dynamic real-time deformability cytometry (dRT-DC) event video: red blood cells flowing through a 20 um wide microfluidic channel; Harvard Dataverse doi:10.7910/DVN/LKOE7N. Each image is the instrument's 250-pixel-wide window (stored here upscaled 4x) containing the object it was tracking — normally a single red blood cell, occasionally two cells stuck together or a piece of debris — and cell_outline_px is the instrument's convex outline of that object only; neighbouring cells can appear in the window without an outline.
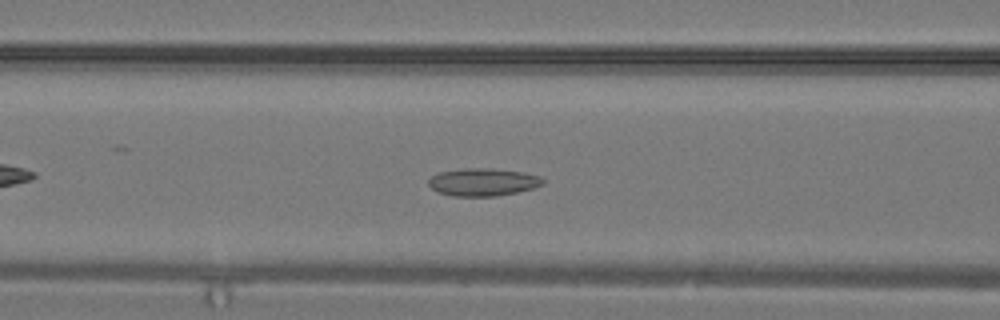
{"species": "common noctule bat (a hibernating species)", "species_latin": "Nyctalus noctula", "temperature_condition": "warm", "stored_images_in_passage": 24, "camera_frame_rate_fps": 3000, "um_per_image_px": 0.085, "animal": {"sex": "male", "body_mass_g": 19.2, "forearm_length_mm": 51.8}, "frame": {"image": 1, "passage_image": 6, "time_ms": 1.667, "image_size_px": [1000, 320], "cell_outline_px": [[544, 184], [532, 188], [516, 192], [496, 196], [452, 196], [440, 192], [432, 188], [428, 184], [428, 180], [436, 172], [464, 168], [488, 168], [524, 172], [540, 176], [544, 180]], "centroid_in_image_um": [41.04, 15.46], "position_along_channel_um": 125.6, "area_um2": 18.44}}
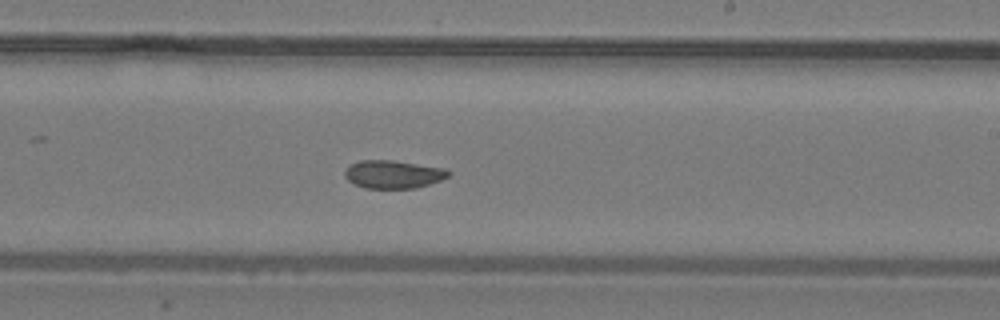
{"frame": {"image": 2, "passage_image": 12, "time_ms": 3.667, "image_size_px": [1000, 320], "cell_outline_px": [[452, 172], [448, 176], [440, 180], [416, 188], [364, 188], [348, 180], [344, 176], [344, 172], [352, 164], [360, 160], [392, 160], [448, 168]], "centroid_in_image_um": [33.46, 14.81], "position_along_channel_um": 255.5, "area_um2": 16.94}}
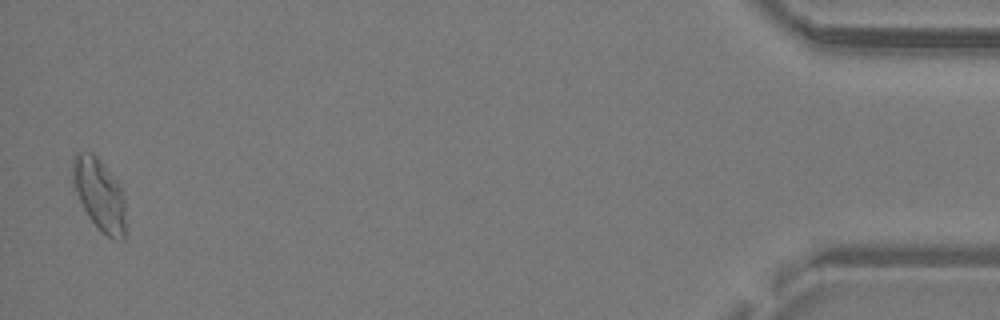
{"frame": {"image": 3, "passage_image": 24, "time_ms": 7.667, "image_size_px": [1000, 320], "cell_outline_px": [[124, 240], [112, 240], [88, 216], [76, 192], [72, 180], [72, 160], [76, 152], [92, 152], [96, 156], [116, 180], [124, 196]], "centroid_in_image_um": [8.43, 16.5], "position_along_channel_um": 426.8, "area_um2": 21.73}}